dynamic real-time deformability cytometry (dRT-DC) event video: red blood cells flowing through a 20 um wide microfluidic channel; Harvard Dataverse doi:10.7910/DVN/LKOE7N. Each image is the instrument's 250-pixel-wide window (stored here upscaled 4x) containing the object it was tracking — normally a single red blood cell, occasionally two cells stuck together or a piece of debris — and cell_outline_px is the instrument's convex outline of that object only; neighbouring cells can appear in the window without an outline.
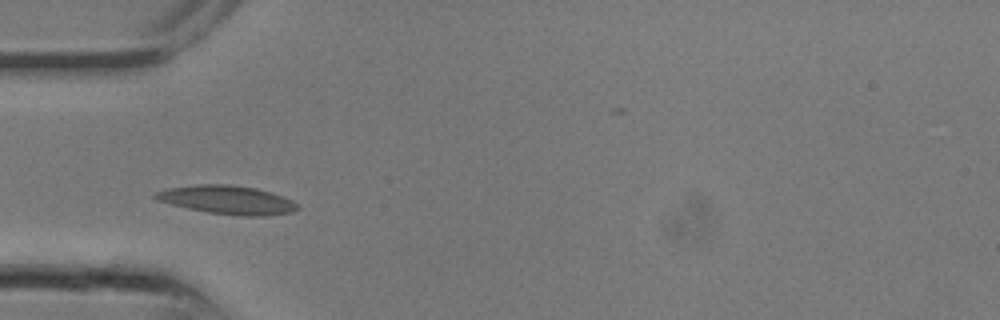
{"species": "common noctule bat (a hibernating species)", "species_latin": "Nyctalus noctula", "temperature_condition": "room temperature", "stored_images_in_passage": 11, "camera_frame_rate_fps": 3000, "um_per_image_px": 0.085, "animal": {"sex": "male", "body_mass_g": 13.3}, "frame": {"image": 1, "passage_image": 1, "time_ms": 0.0, "image_size_px": [1000, 320], "cell_outline_px": [[300, 208], [292, 212], [264, 216], [240, 216], [208, 212], [188, 208], [156, 200], [152, 196], [156, 192], [168, 188], [196, 184], [228, 184], [256, 188], [272, 192], [292, 200]], "centroid_in_image_um": [19.33, 16.98], "position_along_channel_um": 65.7, "area_um2": 23.64}}
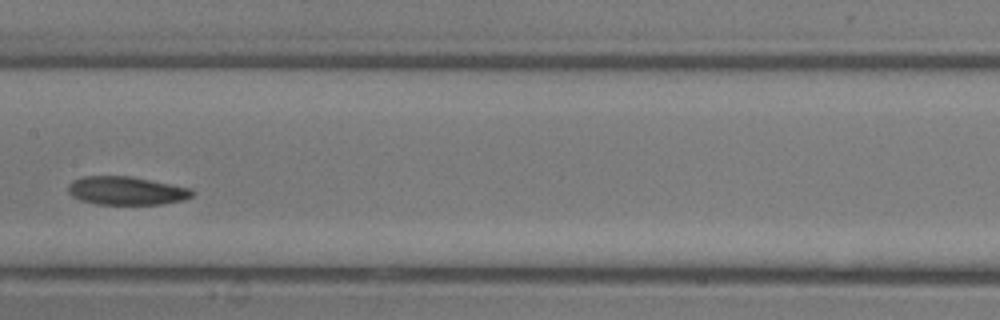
{"frame": {"image": 2, "passage_image": 6, "time_ms": 1.667, "image_size_px": [1000, 320], "cell_outline_px": [[196, 192], [192, 196], [184, 200], [164, 204], [96, 204], [80, 200], [72, 196], [68, 192], [68, 184], [72, 180], [84, 176], [128, 176], [192, 188]], "centroid_in_image_um": [10.75, 16.21], "position_along_channel_um": 196.7, "area_um2": 20.58}}
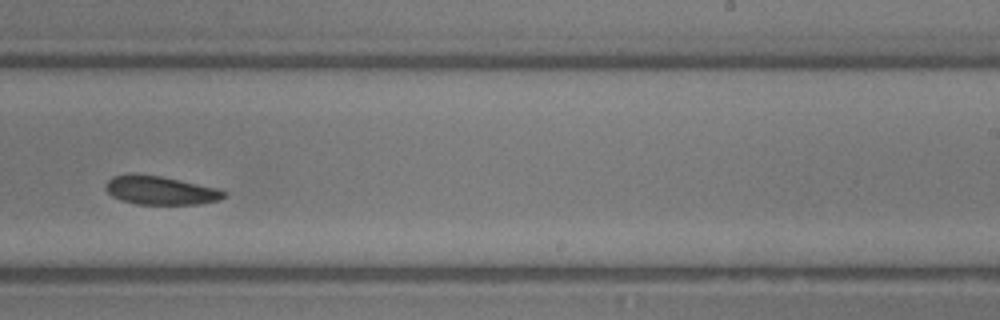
{"frame": {"image": 3, "passage_image": 9, "time_ms": 2.667, "image_size_px": [1000, 320], "cell_outline_px": [[228, 196], [220, 200], [196, 204], [136, 204], [120, 200], [112, 196], [104, 188], [104, 184], [112, 176], [128, 172], [160, 176], [220, 188], [228, 192]], "centroid_in_image_um": [13.63, 16.16], "position_along_channel_um": 275.4, "area_um2": 20.17}}